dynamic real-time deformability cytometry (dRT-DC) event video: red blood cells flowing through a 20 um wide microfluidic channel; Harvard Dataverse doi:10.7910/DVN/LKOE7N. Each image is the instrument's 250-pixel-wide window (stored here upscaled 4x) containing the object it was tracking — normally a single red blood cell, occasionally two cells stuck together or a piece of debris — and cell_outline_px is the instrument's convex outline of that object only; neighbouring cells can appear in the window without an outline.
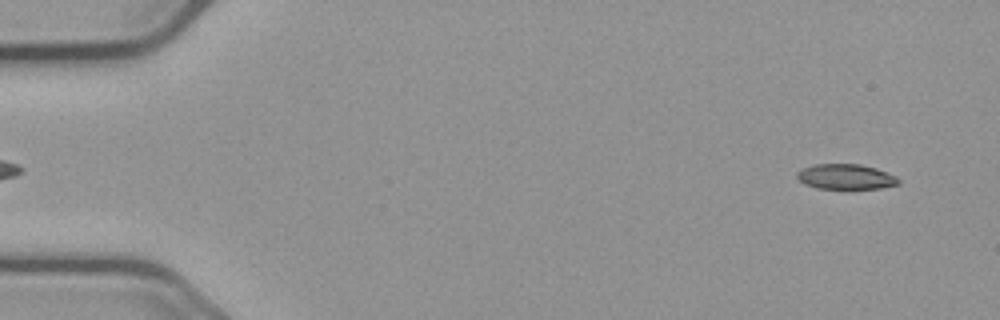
{"species": "common noctule bat (a hibernating species)", "species_latin": "Nyctalus noctula", "temperature_condition": "cold", "stored_images_in_passage": 55, "camera_frame_rate_fps": 3000, "um_per_image_px": 0.085, "animal": {"sex": "male", "body_mass_g": 23.1, "forearm_length_mm": 52.7}, "frame": {"image": 1, "passage_image": 3, "time_ms": 0.667, "image_size_px": [1000, 320], "cell_outline_px": [[900, 184], [880, 188], [816, 188], [804, 184], [796, 176], [796, 172], [800, 168], [816, 164], [860, 164], [876, 168], [896, 176], [900, 180]], "centroid_in_image_um": [71.87, 15.01], "position_along_channel_um": 13.1, "area_um2": 14.91}}
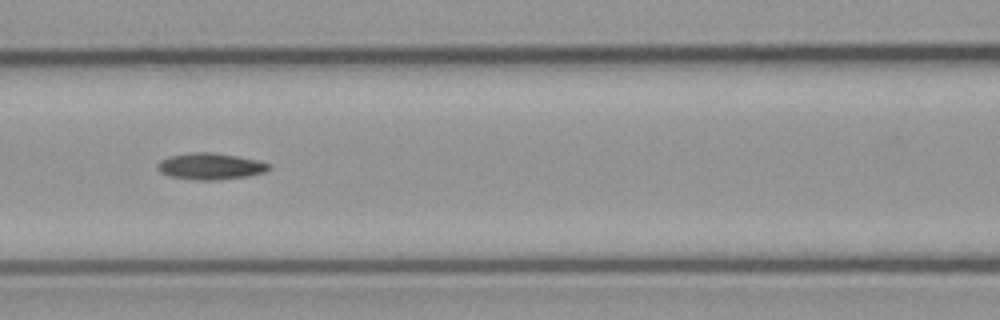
{"frame": {"image": 2, "passage_image": 24, "time_ms": 7.667, "image_size_px": [1000, 320], "cell_outline_px": [[272, 168], [264, 172], [248, 176], [216, 180], [200, 180], [168, 176], [160, 172], [156, 168], [156, 164], [160, 160], [168, 156], [196, 152], [208, 152], [236, 156], [256, 160], [272, 164]], "centroid_in_image_um": [17.87, 14.14], "position_along_channel_um": 148.7, "area_um2": 17.17}}
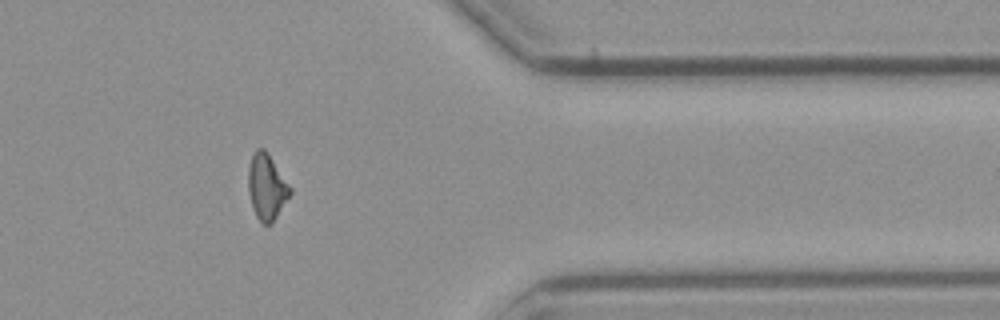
{"frame": {"image": 3, "passage_image": 45, "time_ms": 14.667, "image_size_px": [1000, 320], "cell_outline_px": [[292, 192], [272, 224], [264, 224], [256, 216], [252, 208], [248, 192], [248, 168], [252, 156], [256, 148], [264, 148], [268, 152], [292, 188]], "centroid_in_image_um": [22.67, 15.87], "position_along_channel_um": 388.7, "area_um2": 16.18}}